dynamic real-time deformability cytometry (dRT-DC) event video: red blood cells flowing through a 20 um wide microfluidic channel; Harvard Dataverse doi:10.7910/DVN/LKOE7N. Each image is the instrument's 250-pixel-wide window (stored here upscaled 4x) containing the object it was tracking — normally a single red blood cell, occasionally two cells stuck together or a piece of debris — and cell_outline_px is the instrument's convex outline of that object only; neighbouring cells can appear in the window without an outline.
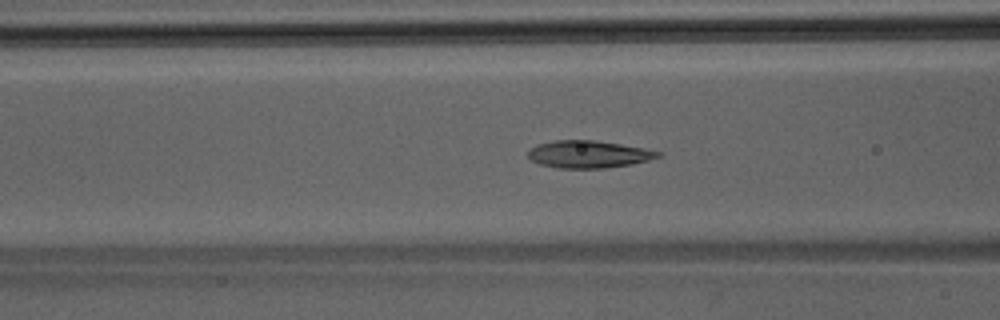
{"species": "Egyptian fruit bat (a non-hibernating species)", "species_latin": "Rousettus aegyptiacus", "temperature_condition": "room temperature", "stored_images_in_passage": 46, "segment_of_instrument_passage": [1, 2], "camera_frame_rate_fps": 3000, "um_per_image_px": 0.085, "animal": {"sex": "male"}, "frame": {"image": 1, "passage_image": 18, "time_ms": 5.667, "image_size_px": [1000, 320], "cell_outline_px": [[664, 156], [632, 164], [604, 168], [556, 168], [540, 164], [532, 160], [528, 156], [528, 152], [536, 144], [556, 140], [596, 140], [644, 148], [664, 152]], "centroid_in_image_um": [50.07, 13.11], "position_along_channel_um": 116.5, "area_um2": 20.81}}
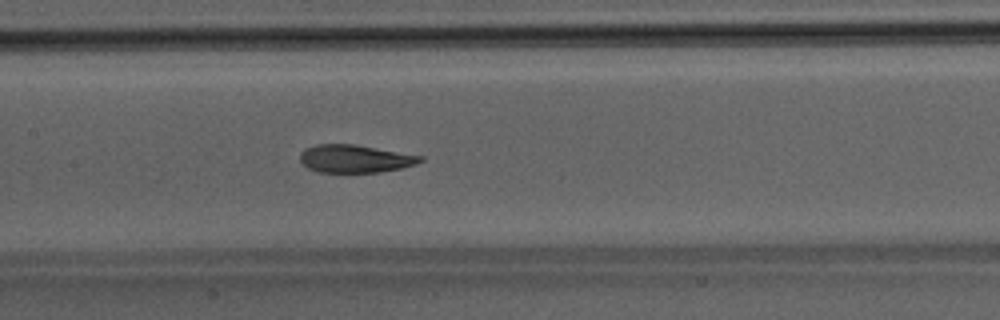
{"frame": {"image": 2, "passage_image": 22, "time_ms": 7.0, "image_size_px": [1000, 320], "cell_outline_px": [[424, 160], [416, 164], [400, 168], [380, 172], [316, 172], [308, 168], [300, 160], [300, 152], [304, 148], [316, 144], [352, 144], [424, 156]], "centroid_in_image_um": [30.15, 13.49], "position_along_channel_um": 177.2, "area_um2": 19.48}}
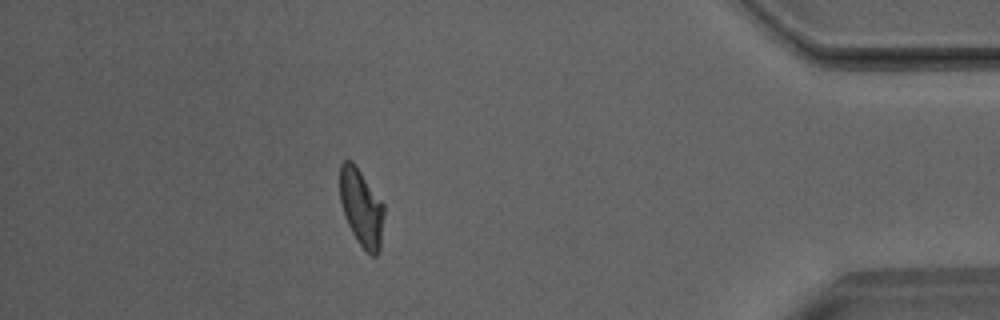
{"frame": {"image": 3, "passage_image": 40, "time_ms": 13.0, "image_size_px": [1000, 320], "cell_outline_px": [[384, 216], [380, 248], [376, 256], [372, 256], [356, 240], [344, 216], [340, 200], [340, 164], [344, 160], [352, 160], [356, 164], [384, 204]], "centroid_in_image_um": [30.72, 17.62], "position_along_channel_um": 404.5, "area_um2": 20.0}}